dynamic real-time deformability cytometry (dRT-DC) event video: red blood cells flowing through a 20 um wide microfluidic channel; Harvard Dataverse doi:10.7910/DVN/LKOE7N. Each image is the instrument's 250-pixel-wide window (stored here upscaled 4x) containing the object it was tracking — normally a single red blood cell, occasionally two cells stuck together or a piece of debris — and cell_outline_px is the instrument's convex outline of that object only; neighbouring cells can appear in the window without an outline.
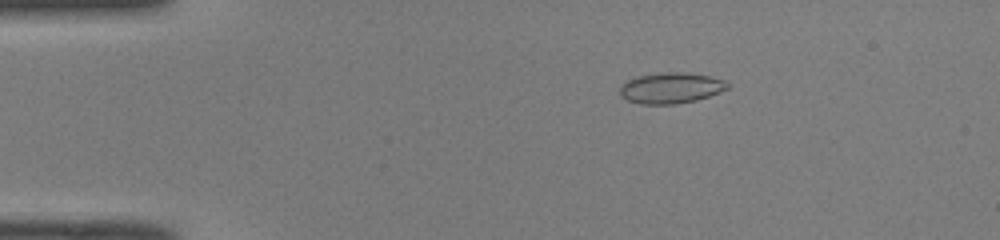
{"species": "common noctule bat (a hibernating species)", "species_latin": "Nyctalus noctula", "temperature_condition": "room temperature", "stored_images_in_passage": 46, "camera_frame_rate_fps": 3000, "um_per_image_px": 0.085, "animal": {"sex": "male", "body_mass_g": 19.0, "forearm_length_mm": 50.8}, "frame": {"image": 1, "passage_image": 5, "time_ms": 1.333, "image_size_px": [1000, 240], "cell_outline_px": [[732, 84], [728, 88], [720, 92], [696, 100], [676, 104], [640, 104], [628, 100], [620, 96], [620, 88], [628, 80], [636, 76], [660, 72], [684, 72], [712, 76], [724, 80]], "centroid_in_image_um": [57.06, 7.47], "position_along_channel_um": 27.9, "area_um2": 19.48}}
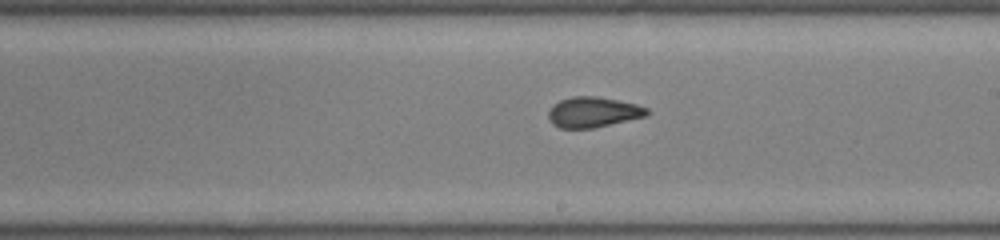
{"frame": {"image": 2, "passage_image": 25, "time_ms": 8.0, "image_size_px": [1000, 240], "cell_outline_px": [[652, 112], [648, 116], [592, 128], [560, 128], [552, 124], [548, 120], [548, 112], [552, 104], [560, 100], [572, 96], [596, 96], [636, 104], [648, 108]], "centroid_in_image_um": [50.41, 9.53], "position_along_channel_um": 238.6, "area_um2": 17.63}}
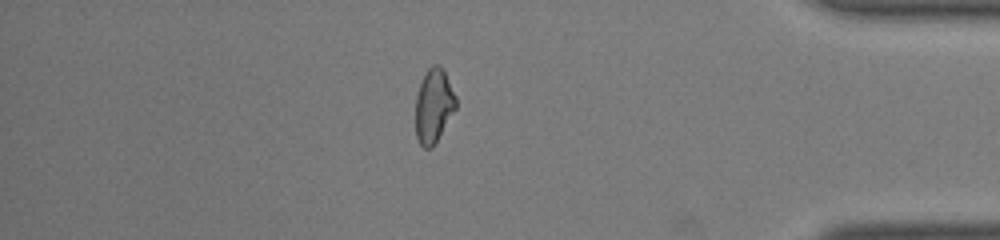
{"frame": {"image": 3, "passage_image": 39, "time_ms": 12.667, "image_size_px": [1000, 240], "cell_outline_px": [[456, 108], [432, 148], [424, 148], [420, 144], [416, 136], [416, 96], [420, 84], [428, 68], [432, 64], [440, 64], [444, 68], [456, 96]], "centroid_in_image_um": [36.87, 8.96], "position_along_channel_um": 398.3, "area_um2": 17.4}, "authors_computed_cell_mechanics": {"area_um2": 17.9469, "velocity_mm_per_s": 4.1084, "shape_relaxation_time_tau1_ms": null, "shape_relaxation_time_tau2_ms": 1.0109, "deformation_change_tau1": null, "deformation_change_tau2": 0.0735}}